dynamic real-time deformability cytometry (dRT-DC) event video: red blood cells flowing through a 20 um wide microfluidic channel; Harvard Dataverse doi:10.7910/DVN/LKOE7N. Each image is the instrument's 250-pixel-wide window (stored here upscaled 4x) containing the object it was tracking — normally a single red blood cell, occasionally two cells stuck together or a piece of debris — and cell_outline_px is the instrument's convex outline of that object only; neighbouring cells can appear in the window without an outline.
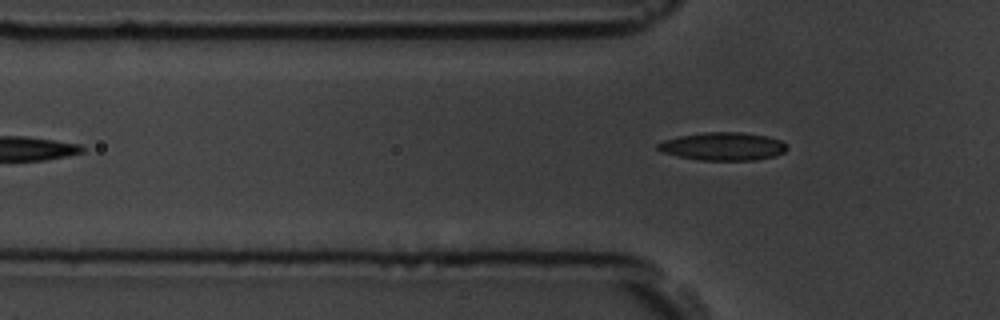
{"species": "common noctule bat (a hibernating species)", "species_latin": "Nyctalus noctula", "temperature_condition": "room temperature", "stored_images_in_passage": 5, "camera_frame_rate_fps": 3000, "um_per_image_px": 0.085, "animal": {"sex": "male", "body_mass_g": 19.5, "forearm_length_mm": 54.6}, "frame": {"image": 1, "passage_image": 5, "time_ms": 5.333, "image_size_px": [1000, 320], "cell_outline_px": [[788, 148], [784, 152], [776, 156], [752, 160], [700, 160], [680, 156], [664, 152], [656, 148], [656, 144], [664, 140], [680, 136], [704, 132], [740, 132], [768, 136], [780, 140]], "centroid_in_image_um": [61.47, 12.44], "position_along_channel_um": 64.3, "area_um2": 20.92}}